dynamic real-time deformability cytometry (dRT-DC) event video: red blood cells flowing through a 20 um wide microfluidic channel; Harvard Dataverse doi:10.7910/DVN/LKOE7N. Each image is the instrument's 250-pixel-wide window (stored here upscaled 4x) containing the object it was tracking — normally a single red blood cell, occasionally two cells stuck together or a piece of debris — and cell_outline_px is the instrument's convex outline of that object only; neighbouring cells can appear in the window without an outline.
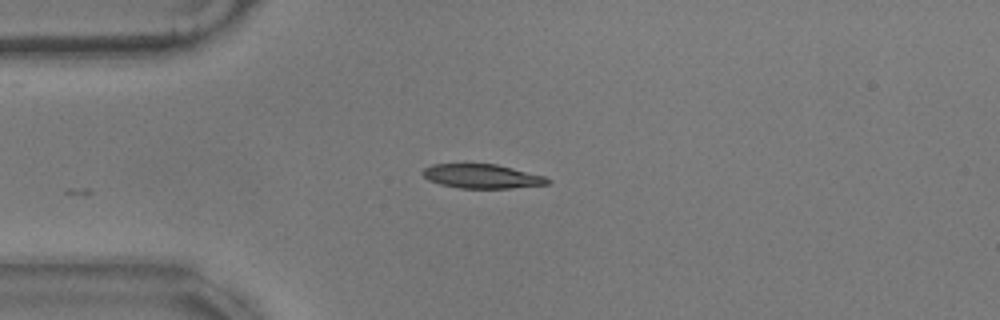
{"species": "common noctule bat (a hibernating species)", "species_latin": "Nyctalus noctula", "temperature_condition": "warm", "stored_images_in_passage": 7, "camera_frame_rate_fps": 3000, "um_per_image_px": 0.085, "animal": {"sex": "male", "body_mass_g": 17.9}, "frame": {"image": 1, "passage_image": 1, "time_ms": 0.0, "image_size_px": [1000, 320], "cell_outline_px": [[552, 180], [548, 184], [508, 188], [460, 188], [440, 184], [428, 180], [420, 172], [424, 168], [432, 164], [496, 164], [544, 176]], "centroid_in_image_um": [40.94, 14.98], "position_along_channel_um": 44.1, "area_um2": 17.46}}